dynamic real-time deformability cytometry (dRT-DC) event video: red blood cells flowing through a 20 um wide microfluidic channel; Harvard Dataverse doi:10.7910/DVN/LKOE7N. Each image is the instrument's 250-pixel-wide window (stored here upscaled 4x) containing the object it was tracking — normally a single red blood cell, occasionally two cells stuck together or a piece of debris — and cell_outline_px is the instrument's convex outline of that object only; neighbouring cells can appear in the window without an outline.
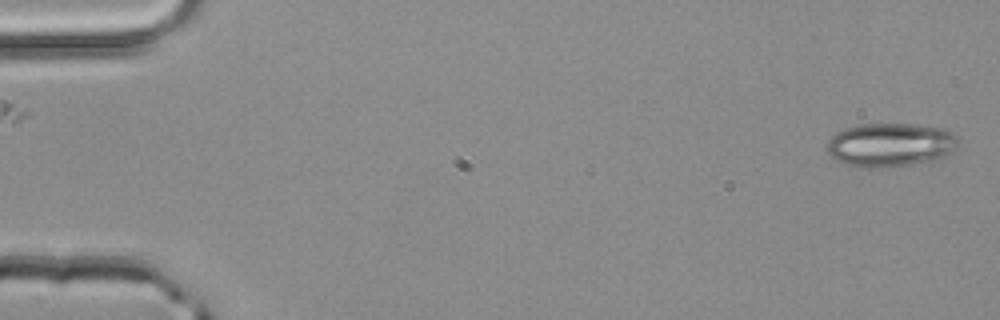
{"species": "common noctule bat (a hibernating species)", "species_latin": "Nyctalus noctula", "temperature_condition": "room temperature", "stored_images_in_passage": 49, "camera_frame_rate_fps": 3000, "um_per_image_px": 0.085, "animal": {"sex": "male", "body_mass_g": 20.4}, "frame": {"image": 1, "passage_image": 1, "time_ms": 0.0, "image_size_px": [1000, 320], "cell_outline_px": [[956, 148], [944, 156], [936, 160], [884, 168], [868, 168], [848, 164], [832, 156], [828, 152], [828, 140], [836, 132], [844, 128], [860, 124], [916, 124], [944, 128], [952, 132], [956, 136]], "centroid_in_image_um": [75.7, 12.3], "position_along_channel_um": 9.3, "area_um2": 33.29}}
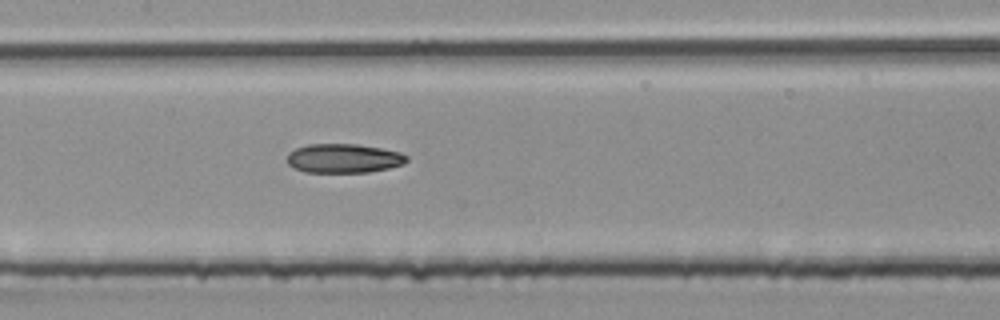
{"frame": {"image": 2, "passage_image": 24, "time_ms": 7.667, "image_size_px": [1000, 320], "cell_outline_px": [[408, 160], [404, 164], [388, 168], [368, 172], [304, 172], [292, 168], [288, 164], [288, 152], [296, 148], [308, 144], [356, 144], [380, 148], [400, 152], [408, 156]], "centroid_in_image_um": [29.2, 13.46], "position_along_channel_um": 178.2, "area_um2": 20.35}}
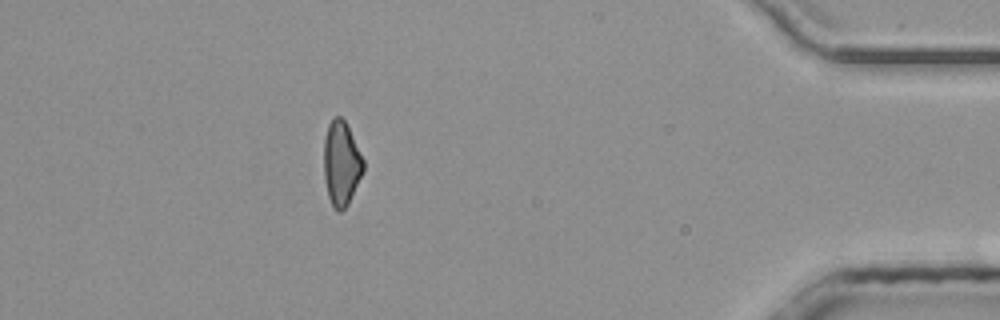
{"frame": {"image": 3, "passage_image": 44, "time_ms": 14.333, "image_size_px": [1000, 320], "cell_outline_px": [[364, 168], [348, 204], [340, 212], [336, 212], [328, 196], [324, 176], [324, 140], [328, 124], [332, 116], [340, 116], [344, 120], [364, 160]], "centroid_in_image_um": [28.99, 13.88], "position_along_channel_um": 406.2, "area_um2": 19.19}, "authors_computed_cell_mechanics": {"area_um2": 20.5768, "velocity_mm_per_s": 4.2057, "shape_relaxation_time_tau1_ms": 4.3524, "shape_relaxation_time_tau2_ms": 8.4046, "deformation_change_tau1": 0.1456, "deformation_change_tau2": 0.1766}}